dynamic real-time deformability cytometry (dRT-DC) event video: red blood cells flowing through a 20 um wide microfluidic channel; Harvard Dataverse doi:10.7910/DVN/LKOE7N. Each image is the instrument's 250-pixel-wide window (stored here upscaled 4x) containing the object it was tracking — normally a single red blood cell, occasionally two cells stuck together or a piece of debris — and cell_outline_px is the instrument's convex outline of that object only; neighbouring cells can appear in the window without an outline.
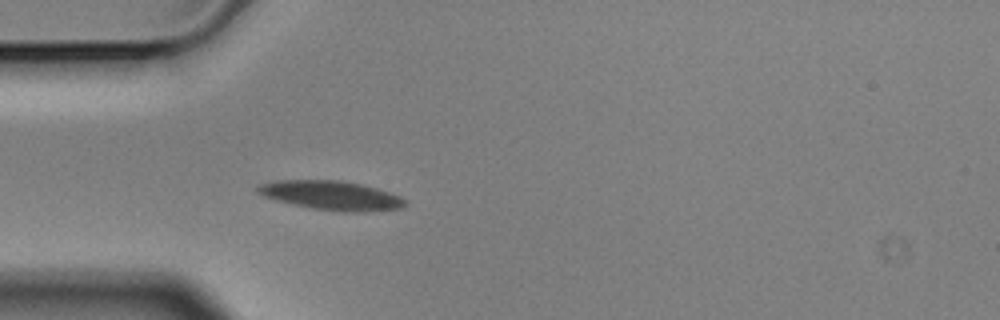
{"species": "Egyptian fruit bat (a non-hibernating species)", "species_latin": "Rousettus aegyptiacus", "temperature_condition": "cold", "stored_images_in_passage": 5, "camera_frame_rate_fps": 3000, "um_per_image_px": 0.085, "animal": {"sex": "male"}, "frame": {"image": 1, "passage_image": 5, "time_ms": 1.333, "image_size_px": [1000, 320], "cell_outline_px": [[408, 204], [400, 208], [364, 212], [344, 212], [312, 208], [292, 204], [276, 200], [264, 196], [256, 192], [256, 184], [276, 180], [340, 180], [360, 184], [376, 188], [400, 196]], "centroid_in_image_um": [28.12, 16.6], "position_along_channel_um": 56.9, "area_um2": 25.03}}